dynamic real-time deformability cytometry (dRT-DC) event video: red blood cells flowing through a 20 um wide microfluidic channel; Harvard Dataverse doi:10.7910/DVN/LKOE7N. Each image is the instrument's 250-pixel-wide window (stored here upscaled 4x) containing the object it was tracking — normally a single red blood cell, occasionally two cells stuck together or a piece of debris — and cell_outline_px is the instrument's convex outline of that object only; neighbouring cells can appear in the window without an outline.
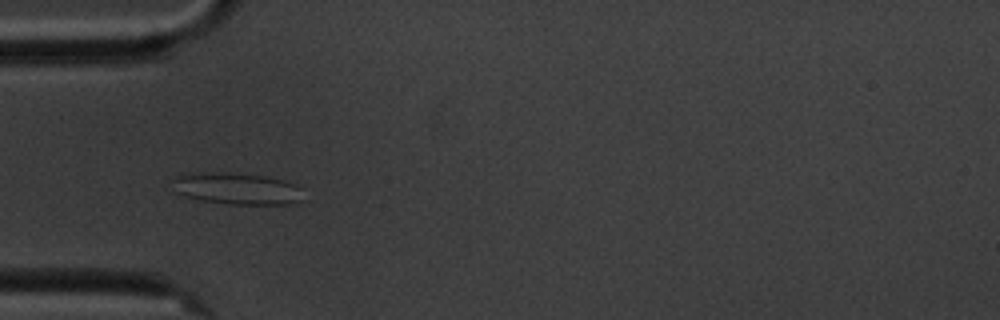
{"species": "common noctule bat (a hibernating species)", "species_latin": "Nyctalus noctula", "temperature_condition": "cold", "stored_images_in_passage": 6, "camera_frame_rate_fps": 3000, "um_per_image_px": 0.085, "animal": {"sex": "male", "body_mass_g": 20.1, "forearm_length_mm": 53.5}, "frame": {"image": 1, "passage_image": 5, "time_ms": 5.667, "image_size_px": [1000, 320], "cell_outline_px": [[300, 200], [292, 204], [228, 204], [204, 200], [184, 196], [176, 192], [172, 180], [180, 172], [228, 172], [264, 176], [284, 180], [300, 188]], "centroid_in_image_um": [20.05, 16.01], "position_along_channel_um": 65.0, "area_um2": 24.16}}
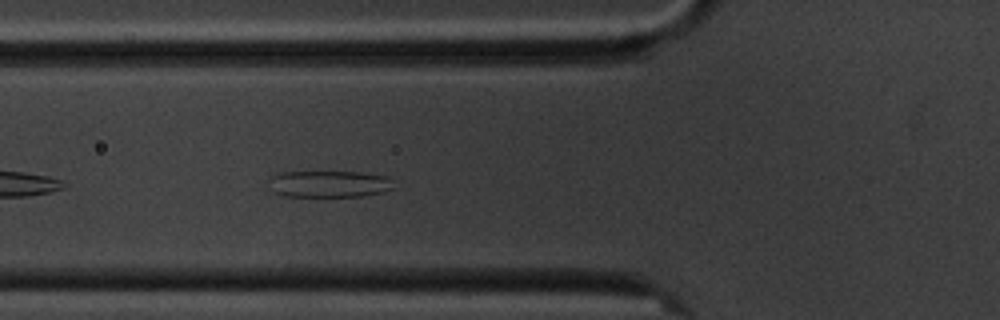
{"frame": {"image": 2, "passage_image": 6, "time_ms": 6.667, "image_size_px": [1000, 320], "cell_outline_px": [[396, 188], [364, 196], [284, 196], [276, 192], [272, 176], [280, 172], [360, 172], [388, 176], [392, 180]], "centroid_in_image_um": [28.11, 15.63], "position_along_channel_um": 97.7, "area_um2": 19.07}}